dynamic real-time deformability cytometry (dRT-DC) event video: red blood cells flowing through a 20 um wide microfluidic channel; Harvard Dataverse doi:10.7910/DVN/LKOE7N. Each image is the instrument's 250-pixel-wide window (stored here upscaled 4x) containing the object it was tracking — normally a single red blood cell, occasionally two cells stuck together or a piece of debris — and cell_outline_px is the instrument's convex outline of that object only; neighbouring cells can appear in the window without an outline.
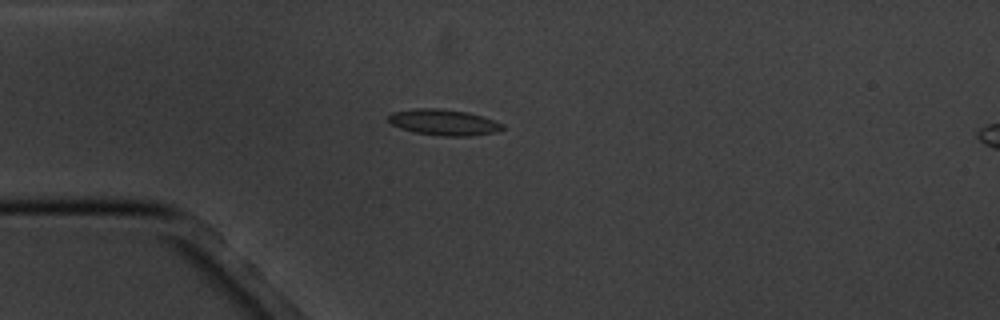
{"species": "common noctule bat (a hibernating species)", "species_latin": "Nyctalus noctula", "temperature_condition": "cold", "stored_images_in_passage": 5, "camera_frame_rate_fps": 3000, "um_per_image_px": 0.085, "animal": {"sex": "male", "body_mass_g": 20.1, "forearm_length_mm": 53.5}, "frame": {"image": 1, "passage_image": 5, "time_ms": 4.667, "image_size_px": [1000, 320], "cell_outline_px": [[504, 128], [496, 132], [468, 136], [444, 136], [412, 132], [400, 128], [392, 124], [388, 120], [388, 116], [392, 112], [416, 108], [440, 108], [468, 112], [504, 124]], "centroid_in_image_um": [37.69, 10.39], "position_along_channel_um": 47.3, "area_um2": 17.22}}